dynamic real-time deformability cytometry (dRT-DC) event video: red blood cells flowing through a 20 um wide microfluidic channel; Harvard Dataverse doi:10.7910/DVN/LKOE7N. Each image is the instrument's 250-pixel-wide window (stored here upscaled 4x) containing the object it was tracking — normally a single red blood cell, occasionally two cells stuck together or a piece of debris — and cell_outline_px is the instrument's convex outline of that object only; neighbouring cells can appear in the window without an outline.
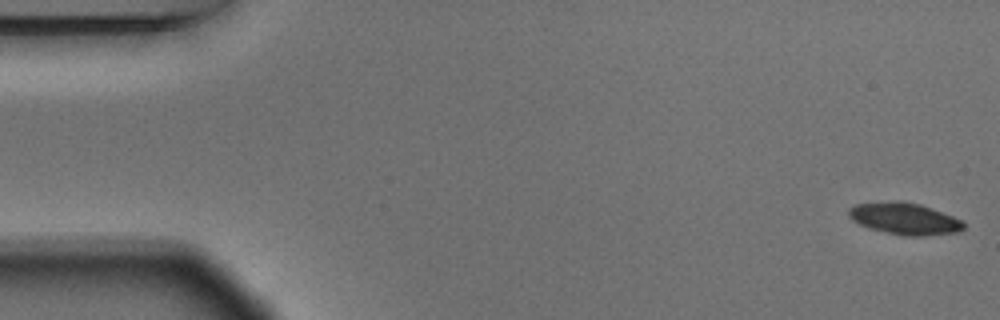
{"species": "Egyptian fruit bat (a non-hibernating species)", "species_latin": "Rousettus aegyptiacus", "temperature_condition": "warm", "stored_images_in_passage": 55, "camera_frame_rate_fps": 3000, "um_per_image_px": 0.085, "animal": {"sex": "male"}, "frame": {"image": 1, "passage_image": 1, "time_ms": 0.0, "image_size_px": [1000, 320], "cell_outline_px": [[964, 228], [956, 232], [924, 236], [904, 236], [884, 232], [868, 228], [852, 220], [848, 216], [848, 208], [856, 204], [920, 204], [952, 216], [960, 220], [964, 224]], "centroid_in_image_um": [76.89, 18.65], "position_along_channel_um": 8.1, "area_um2": 20.29}}
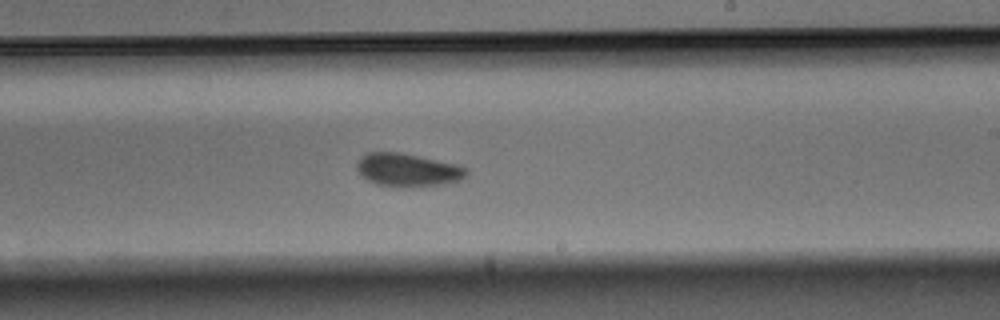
{"frame": {"image": 2, "passage_image": 32, "time_ms": 10.333, "image_size_px": [1000, 320], "cell_outline_px": [[468, 172], [460, 180], [444, 184], [376, 184], [368, 180], [356, 168], [356, 164], [360, 156], [368, 152], [400, 152], [460, 164], [468, 168]], "centroid_in_image_um": [34.68, 14.38], "position_along_channel_um": 254.3, "area_um2": 20.46}}
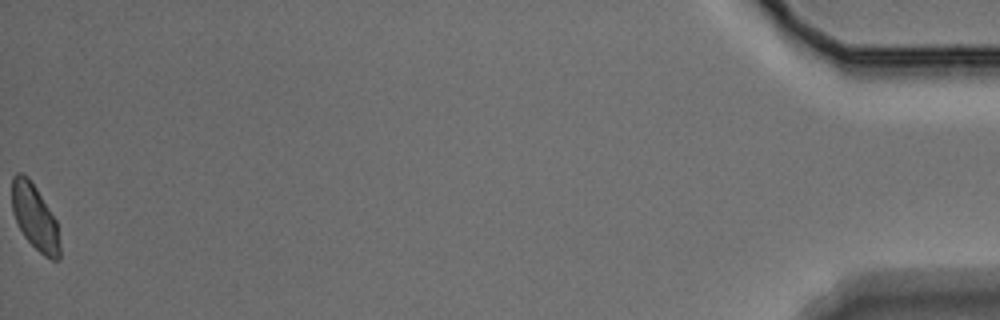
{"frame": {"image": 3, "passage_image": 55, "time_ms": 18.0, "image_size_px": [1000, 320], "cell_outline_px": [[60, 260], [52, 260], [44, 256], [24, 236], [12, 212], [12, 176], [16, 172], [24, 172], [28, 176], [36, 188], [56, 220], [60, 244]], "centroid_in_image_um": [2.95, 18.44], "position_along_channel_um": 432.2, "area_um2": 18.21}, "authors_computed_cell_mechanics": {"area_um2": 20.9814, "velocity_mm_per_s": 3.6568, "shape_relaxation_time_tau1_ms": 3.2614, "shape_relaxation_time_tau2_ms": 4.5167, "deformation_change_tau1": 0.0858, "deformation_change_tau2": 0.0727}}